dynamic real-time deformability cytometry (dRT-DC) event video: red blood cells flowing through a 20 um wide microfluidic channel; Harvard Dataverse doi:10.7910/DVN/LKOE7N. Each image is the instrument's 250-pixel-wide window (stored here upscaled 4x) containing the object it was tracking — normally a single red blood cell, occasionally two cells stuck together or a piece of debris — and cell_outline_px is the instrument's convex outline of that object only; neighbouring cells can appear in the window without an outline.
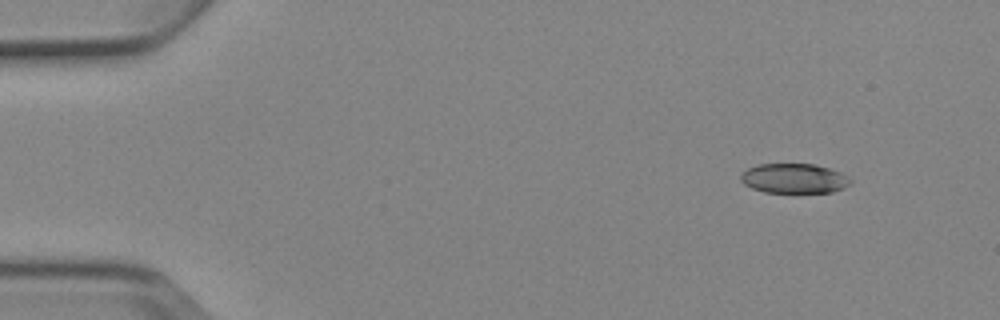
{"species": "Egyptian fruit bat (a non-hibernating species)", "species_latin": "Rousettus aegyptiacus", "temperature_condition": "cold", "stored_images_in_passage": 4, "camera_frame_rate_fps": 3000, "um_per_image_px": 0.085, "animal": {"sex": "female"}, "frame": {"image": 1, "passage_image": 1, "time_ms": 0.0, "image_size_px": [1000, 320], "cell_outline_px": [[852, 180], [844, 188], [832, 192], [764, 192], [752, 188], [744, 184], [740, 180], [740, 176], [748, 168], [760, 164], [816, 164], [840, 172]], "centroid_in_image_um": [67.49, 15.16], "position_along_channel_um": 17.5, "area_um2": 18.84}}
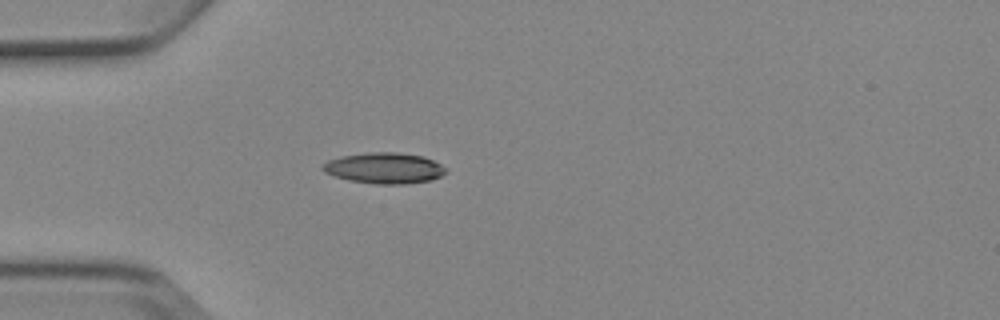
{"frame": {"image": 2, "passage_image": 4, "time_ms": 3.333, "image_size_px": [1000, 320], "cell_outline_px": [[448, 172], [432, 180], [404, 184], [376, 184], [348, 180], [324, 172], [320, 168], [320, 164], [328, 160], [340, 156], [368, 152], [396, 152], [424, 156], [448, 168]], "centroid_in_image_um": [32.66, 14.28], "position_along_channel_um": 52.3, "area_um2": 22.43}}